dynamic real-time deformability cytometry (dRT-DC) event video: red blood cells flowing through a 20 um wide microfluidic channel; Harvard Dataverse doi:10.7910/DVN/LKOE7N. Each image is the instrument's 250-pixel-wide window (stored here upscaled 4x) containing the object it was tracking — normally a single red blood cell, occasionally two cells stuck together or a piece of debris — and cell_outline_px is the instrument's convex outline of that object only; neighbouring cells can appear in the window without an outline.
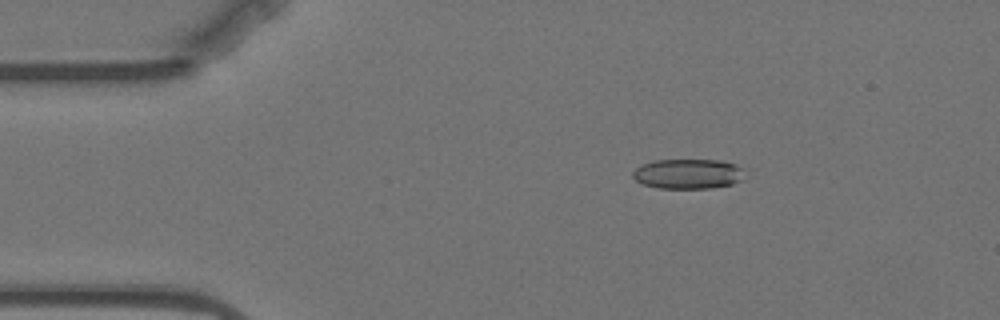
{"species": "Egyptian fruit bat (a non-hibernating species)", "species_latin": "Rousettus aegyptiacus", "temperature_condition": "warm", "stored_images_in_passage": 57, "camera_frame_rate_fps": 3000, "um_per_image_px": 0.085, "animal": {"sex": "female"}, "frame": {"image": 1, "passage_image": 9, "time_ms": 2.667, "image_size_px": [1000, 320], "cell_outline_px": [[744, 168], [740, 180], [732, 184], [712, 188], [660, 188], [644, 184], [636, 180], [632, 176], [632, 172], [640, 164], [656, 160], [720, 160], [736, 164]], "centroid_in_image_um": [58.47, 14.77], "position_along_channel_um": 26.5, "area_um2": 19.48}}
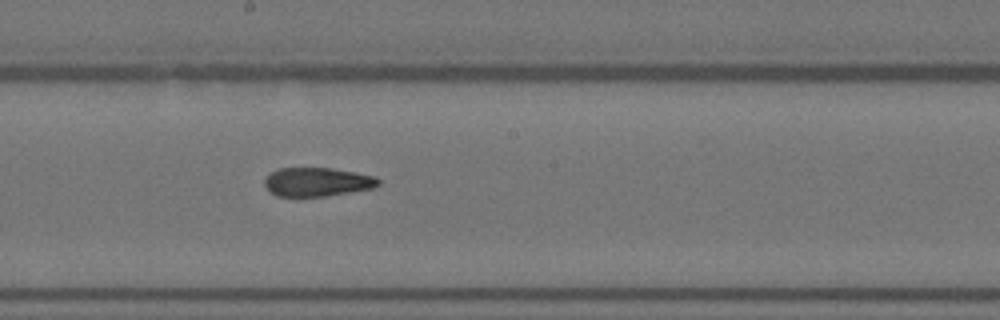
{"frame": {"image": 2, "passage_image": 30, "time_ms": 9.667, "image_size_px": [1000, 320], "cell_outline_px": [[380, 184], [372, 188], [324, 196], [276, 196], [264, 184], [264, 180], [272, 172], [280, 168], [332, 168], [376, 176], [380, 180]], "centroid_in_image_um": [26.98, 15.46], "position_along_channel_um": 221.2, "area_um2": 18.84}}
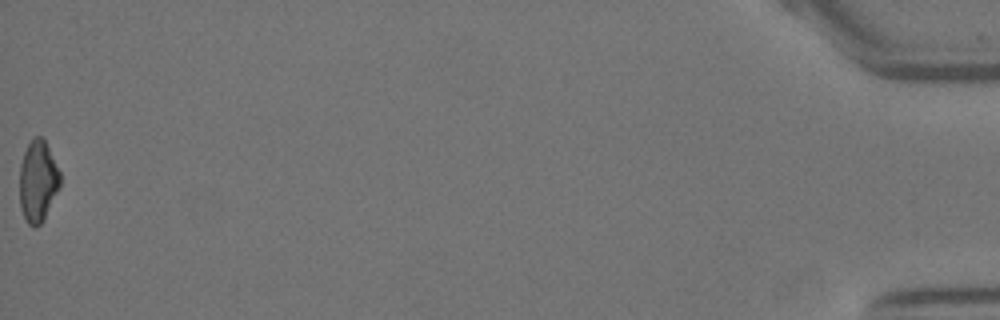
{"frame": {"image": 3, "passage_image": 57, "time_ms": 18.667, "image_size_px": [1000, 320], "cell_outline_px": [[60, 188], [40, 224], [36, 228], [32, 228], [28, 224], [20, 208], [20, 164], [24, 152], [28, 144], [36, 136], [40, 136], [44, 140], [60, 172]], "centroid_in_image_um": [3.21, 15.43], "position_along_channel_um": 432.0, "area_um2": 19.02}, "authors_computed_cell_mechanics": {"area_um2": 19.941, "velocity_mm_per_s": 3.5216, "shape_relaxation_time_tau1_ms": null, "shape_relaxation_time_tau2_ms": 2.1944, "deformation_change_tau1": null, "deformation_change_tau2": 0.0878}}